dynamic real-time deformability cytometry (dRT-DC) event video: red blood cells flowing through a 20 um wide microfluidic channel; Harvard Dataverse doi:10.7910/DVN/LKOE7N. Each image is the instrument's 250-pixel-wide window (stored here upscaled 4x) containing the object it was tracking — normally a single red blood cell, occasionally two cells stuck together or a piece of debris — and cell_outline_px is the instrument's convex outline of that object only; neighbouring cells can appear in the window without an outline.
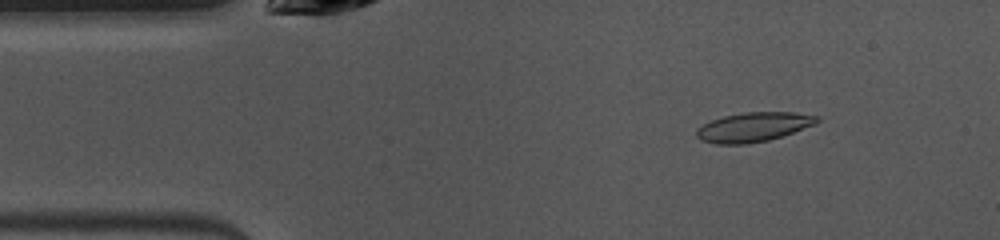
{"species": "common noctule bat (a hibernating species)", "species_latin": "Nyctalus noctula", "temperature_condition": "warm", "stored_images_in_passage": 49, "camera_frame_rate_fps": 3000, "um_per_image_px": 0.085, "animal": {"sex": "female", "body_mass_g": 10.0, "forearm_length_mm": 53.1}, "frame": {"image": 1, "passage_image": 6, "time_ms": 1.667, "image_size_px": [1000, 240], "cell_outline_px": [[820, 120], [816, 124], [768, 140], [748, 144], [716, 144], [700, 140], [696, 136], [696, 128], [712, 120], [724, 116], [744, 112], [792, 112], [820, 116]], "centroid_in_image_um": [64.03, 10.8], "position_along_channel_um": 21.0, "area_um2": 20.58}}
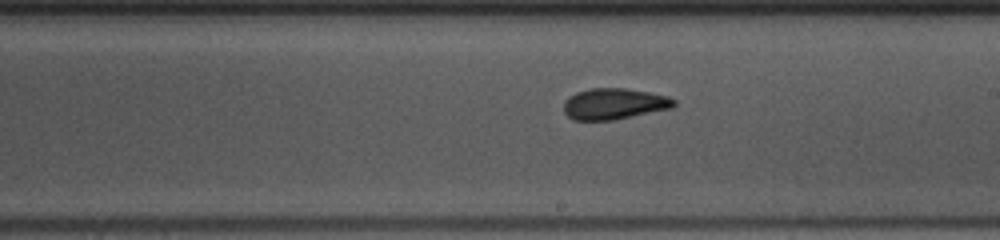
{"frame": {"image": 2, "passage_image": 26, "time_ms": 8.333, "image_size_px": [1000, 240], "cell_outline_px": [[676, 104], [672, 108], [616, 120], [572, 120], [564, 112], [564, 100], [568, 96], [576, 92], [592, 88], [624, 88], [648, 92], [668, 96], [676, 100]], "centroid_in_image_um": [52.19, 8.83], "position_along_channel_um": 236.8, "area_um2": 20.17}}
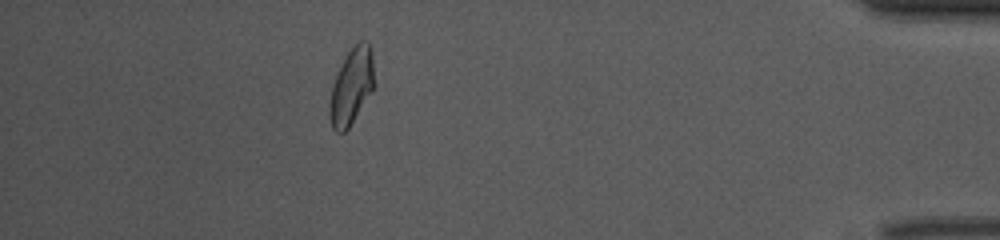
{"frame": {"image": 3, "passage_image": 43, "time_ms": 14.0, "image_size_px": [1000, 240], "cell_outline_px": [[372, 88], [348, 128], [344, 132], [336, 132], [332, 128], [328, 112], [332, 84], [348, 52], [360, 40], [368, 40], [372, 52]], "centroid_in_image_um": [29.84, 7.34], "position_along_channel_um": 405.4, "area_um2": 19.02}, "authors_computed_cell_mechanics": {"area_um2": 19.9988, "velocity_mm_per_s": 3.9755, "shape_relaxation_time_tau1_ms": 7.1377, "shape_relaxation_time_tau2_ms": 1.689, "deformation_change_tau1": 0.1588, "deformation_change_tau2": 0.0599}}